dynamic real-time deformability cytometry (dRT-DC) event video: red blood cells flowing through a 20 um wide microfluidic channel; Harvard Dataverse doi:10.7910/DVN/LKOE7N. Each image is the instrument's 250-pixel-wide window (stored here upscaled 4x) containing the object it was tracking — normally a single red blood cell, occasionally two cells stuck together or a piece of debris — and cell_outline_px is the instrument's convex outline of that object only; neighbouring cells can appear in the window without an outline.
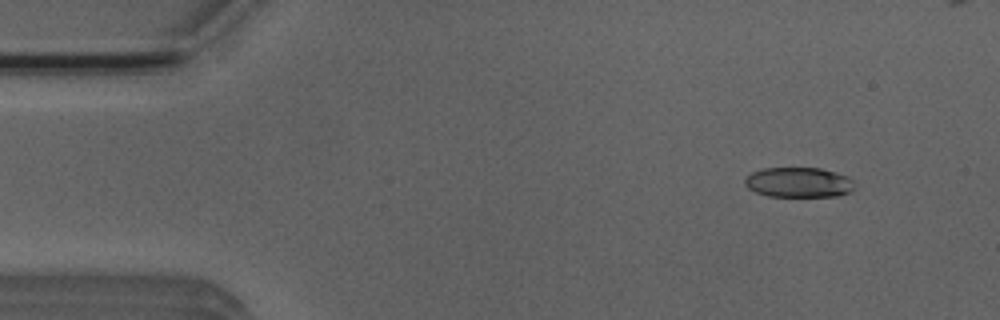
{"species": "Egyptian fruit bat (a non-hibernating species)", "species_latin": "Rousettus aegyptiacus", "temperature_condition": "room temperature", "stored_images_in_passage": 48, "camera_frame_rate_fps": 3000, "um_per_image_px": 0.085, "animal": {"sex": "male"}, "frame": {"image": 1, "passage_image": 5, "time_ms": 1.333, "image_size_px": [1000, 320], "cell_outline_px": [[856, 188], [852, 192], [840, 196], [768, 196], [756, 192], [748, 188], [744, 184], [744, 180], [752, 172], [764, 168], [820, 168], [848, 176], [852, 180]], "centroid_in_image_um": [67.92, 15.51], "position_along_channel_um": 17.1, "area_um2": 19.31}}
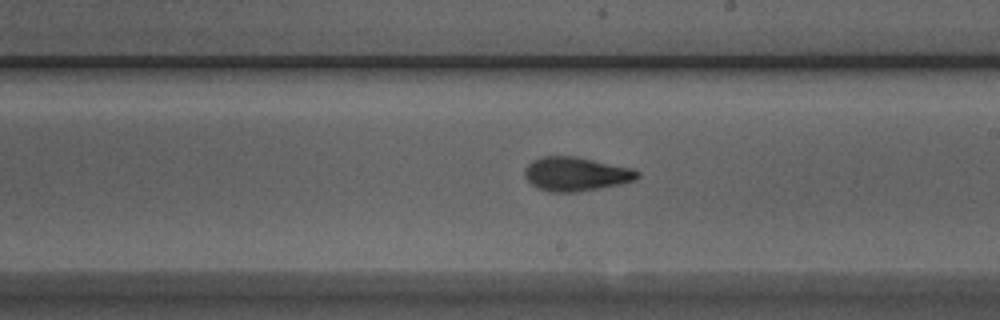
{"frame": {"image": 2, "passage_image": 29, "time_ms": 9.333, "image_size_px": [1000, 320], "cell_outline_px": [[640, 176], [636, 180], [620, 184], [576, 192], [548, 192], [536, 188], [524, 176], [524, 168], [532, 160], [544, 156], [576, 156], [632, 168], [640, 172]], "centroid_in_image_um": [48.94, 14.79], "position_along_channel_um": 240.1, "area_um2": 22.43}}
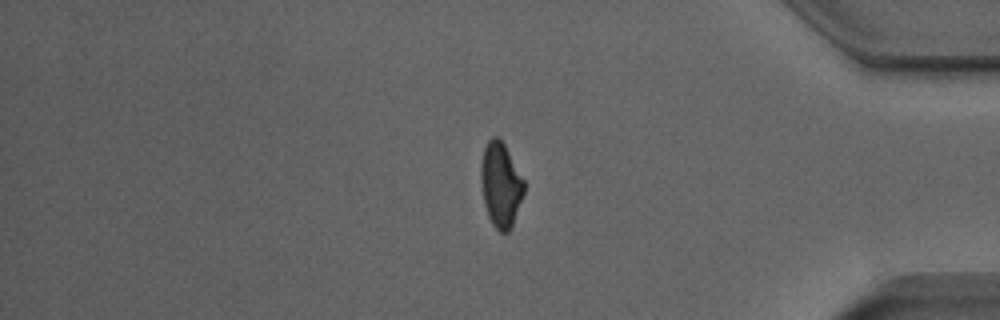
{"frame": {"image": 3, "passage_image": 43, "time_ms": 14.0, "image_size_px": [1000, 320], "cell_outline_px": [[524, 192], [512, 224], [508, 232], [500, 232], [492, 224], [488, 216], [484, 204], [480, 180], [480, 168], [484, 148], [488, 140], [492, 136], [496, 136], [504, 144], [524, 180]], "centroid_in_image_um": [42.53, 15.69], "position_along_channel_um": 392.7, "area_um2": 21.04}, "authors_computed_cell_mechanics": {"area_um2": 21.0681, "velocity_mm_per_s": 3.9216, "shape_relaxation_time_tau1_ms": 4.514, "shape_relaxation_time_tau2_ms": 1.5688, "deformation_change_tau1": 0.1748, "deformation_change_tau2": 0.0811}}